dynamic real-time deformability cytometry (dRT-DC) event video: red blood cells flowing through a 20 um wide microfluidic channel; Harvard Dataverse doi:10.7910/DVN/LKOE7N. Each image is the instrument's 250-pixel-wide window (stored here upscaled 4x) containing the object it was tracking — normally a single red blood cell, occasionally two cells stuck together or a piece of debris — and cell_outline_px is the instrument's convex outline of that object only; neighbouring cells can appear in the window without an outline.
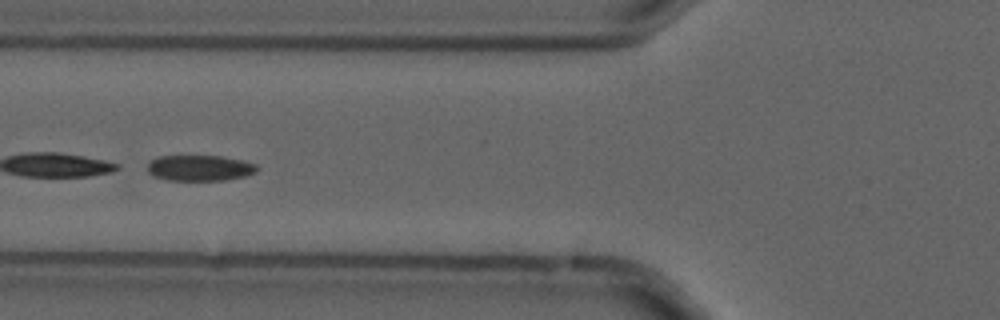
{"species": "common noctule bat (a hibernating species)", "species_latin": "Nyctalus noctula", "temperature_condition": "cold", "stored_images_in_passage": 12, "camera_frame_rate_fps": 3000, "um_per_image_px": 0.085, "animal": {"sex": "male", "forearm_length_mm": 52.5}, "frame": {"image": 1, "passage_image": 4, "time_ms": 1.0, "image_size_px": [1000, 320], "cell_outline_px": [[260, 168], [256, 172], [248, 176], [224, 180], [168, 180], [152, 176], [148, 172], [148, 164], [156, 156], [224, 156], [244, 160], [256, 164]], "centroid_in_image_um": [17.02, 14.28], "position_along_channel_um": 108.8, "area_um2": 16.7}}
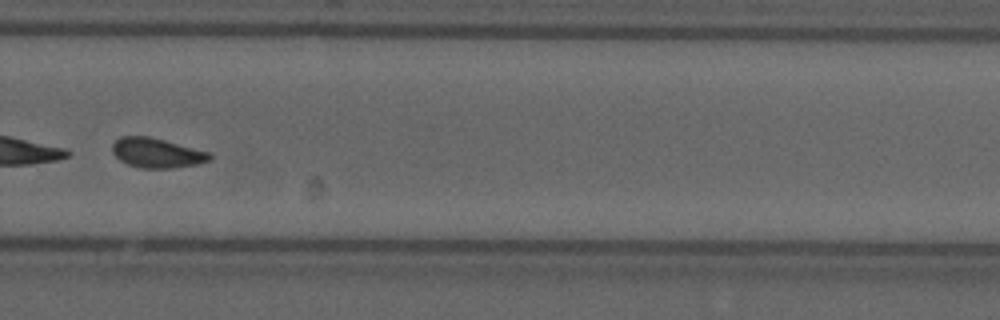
{"frame": {"image": 2, "passage_image": 9, "time_ms": 2.667, "image_size_px": [1000, 320], "cell_outline_px": [[212, 160], [196, 164], [172, 168], [140, 168], [128, 164], [120, 160], [112, 152], [112, 144], [120, 136], [148, 136], [212, 152]], "centroid_in_image_um": [13.35, 12.99], "position_along_channel_um": 316.4, "area_um2": 16.94}}